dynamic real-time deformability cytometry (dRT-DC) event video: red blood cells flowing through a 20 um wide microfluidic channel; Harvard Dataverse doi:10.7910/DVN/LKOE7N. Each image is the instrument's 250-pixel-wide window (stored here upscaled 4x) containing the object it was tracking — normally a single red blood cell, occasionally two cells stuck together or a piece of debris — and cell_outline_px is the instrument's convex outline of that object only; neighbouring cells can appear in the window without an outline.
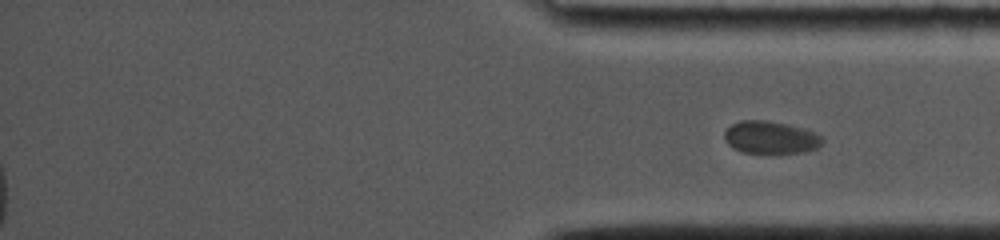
{"species": "common noctule bat (a hibernating species)", "species_latin": "Nyctalus noctula", "temperature_condition": "cold", "stored_images_in_passage": 33, "segment_of_instrument_passage": [2, 2], "camera_frame_rate_fps": 5000, "um_per_image_px": 0.085, "animal": {"sex": "female", "body_mass_g": 19.0, "forearm_length_mm": 53.3}, "frame": {"image": 1, "passage_image": 33, "time_ms": 13.0, "image_size_px": [1000, 240], "cell_outline_px": [[824, 144], [816, 148], [804, 152], [744, 152], [732, 148], [724, 140], [724, 132], [732, 124], [740, 120], [764, 120], [788, 124], [804, 128], [824, 136]], "centroid_in_image_um": [65.53, 11.67], "position_along_channel_um": 369.7, "area_um2": 18.61}}